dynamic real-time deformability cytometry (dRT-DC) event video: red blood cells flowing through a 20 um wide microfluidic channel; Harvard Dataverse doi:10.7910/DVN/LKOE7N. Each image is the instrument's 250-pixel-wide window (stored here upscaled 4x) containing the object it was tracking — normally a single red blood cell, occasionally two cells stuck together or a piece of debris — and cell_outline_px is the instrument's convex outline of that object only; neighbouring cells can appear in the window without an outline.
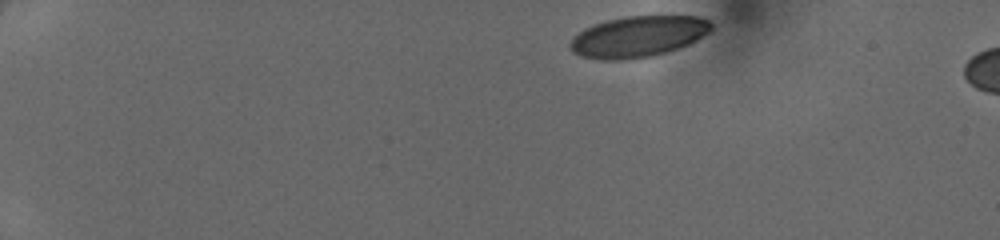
{"species": "human", "species_latin": "Homo sapiens", "temperature_condition": "cold", "stored_images_in_passage": 6, "camera_frame_rate_fps": 3000, "um_per_image_px": 0.085, "donor": {"sex": "female"}, "frame": {"image": 1, "passage_image": 1, "time_ms": 0.0, "image_size_px": [1000, 240], "cell_outline_px": [[712, 28], [708, 32], [696, 40], [688, 44], [652, 56], [620, 60], [600, 60], [580, 56], [572, 52], [568, 48], [568, 44], [572, 36], [584, 28], [608, 20], [624, 16], [700, 16], [708, 20], [712, 24]], "centroid_in_image_um": [54.18, 3.11], "position_along_channel_um": 30.8, "area_um2": 33.81}}